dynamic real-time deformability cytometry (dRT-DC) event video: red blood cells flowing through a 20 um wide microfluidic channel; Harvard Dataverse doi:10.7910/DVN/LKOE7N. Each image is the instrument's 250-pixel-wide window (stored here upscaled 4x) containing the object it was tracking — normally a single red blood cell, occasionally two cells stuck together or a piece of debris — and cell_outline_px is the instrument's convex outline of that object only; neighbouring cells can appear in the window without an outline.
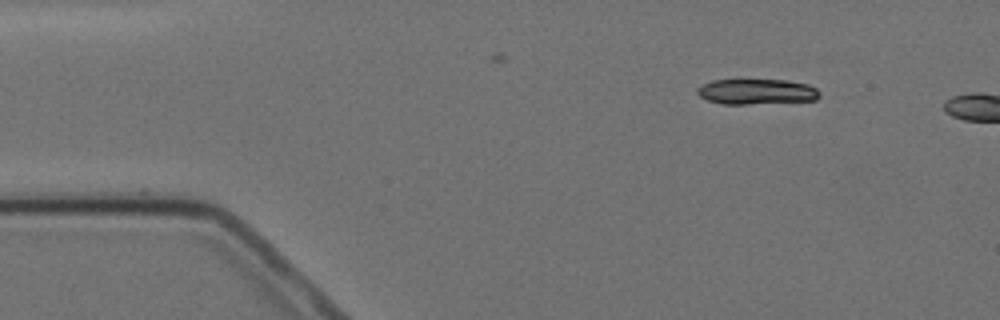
{"species": "Egyptian fruit bat (a non-hibernating species)", "species_latin": "Rousettus aegyptiacus", "temperature_condition": "cold", "stored_images_in_passage": 2, "camera_frame_rate_fps": 3000, "um_per_image_px": 0.085, "animal": {"sex": "female"}, "frame": {"image": 1, "passage_image": 1, "time_ms": 0.0, "image_size_px": [1000, 320], "cell_outline_px": [[820, 96], [816, 100], [748, 104], [720, 104], [708, 100], [700, 96], [696, 92], [696, 88], [712, 80], [788, 80], [808, 84], [816, 88], [820, 92]], "centroid_in_image_um": [64.32, 7.79], "position_along_channel_um": 20.7, "area_um2": 18.15}}